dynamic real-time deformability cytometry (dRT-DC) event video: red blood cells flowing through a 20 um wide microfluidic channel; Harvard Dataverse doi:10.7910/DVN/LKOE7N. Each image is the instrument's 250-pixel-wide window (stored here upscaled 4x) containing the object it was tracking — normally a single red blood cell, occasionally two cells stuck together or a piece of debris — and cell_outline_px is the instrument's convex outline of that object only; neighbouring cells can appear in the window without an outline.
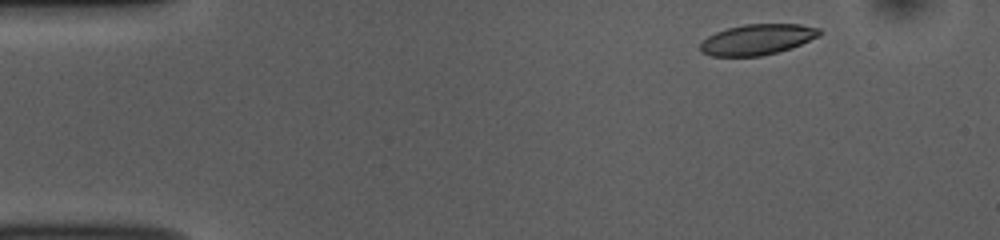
{"species": "common noctule bat (a hibernating species)", "species_latin": "Nyctalus noctula", "temperature_condition": "room temperature", "stored_images_in_passage": 49, "camera_frame_rate_fps": 3000, "um_per_image_px": 0.085, "animal": {"sex": "female", "body_mass_g": 10.0, "forearm_length_mm": 53.1}, "frame": {"image": 1, "passage_image": 3, "time_ms": 0.667, "image_size_px": [1000, 240], "cell_outline_px": [[820, 36], [792, 48], [760, 56], [712, 56], [700, 52], [700, 44], [708, 36], [716, 32], [728, 28], [744, 24], [800, 24], [820, 28]], "centroid_in_image_um": [64.38, 3.36], "position_along_channel_um": 20.6, "area_um2": 21.27}}
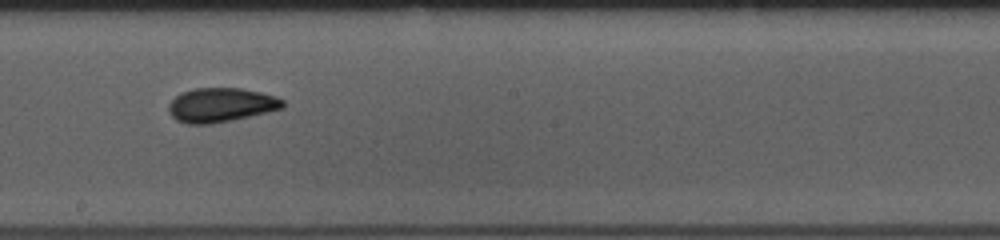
{"frame": {"image": 2, "passage_image": 26, "time_ms": 8.333, "image_size_px": [1000, 240], "cell_outline_px": [[284, 108], [232, 120], [212, 124], [188, 124], [176, 120], [168, 112], [168, 104], [180, 92], [196, 88], [240, 88], [260, 92], [276, 96], [284, 100]], "centroid_in_image_um": [18.76, 8.92], "position_along_channel_um": 229.4, "area_um2": 22.83}}
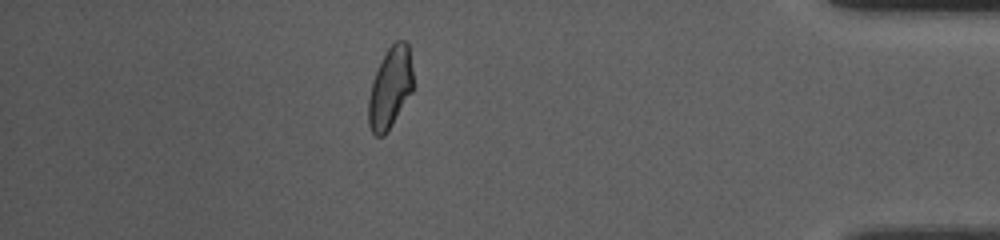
{"frame": {"image": 3, "passage_image": 43, "time_ms": 14.0, "image_size_px": [1000, 240], "cell_outline_px": [[416, 84], [412, 92], [392, 124], [384, 136], [376, 136], [372, 132], [368, 124], [368, 100], [372, 80], [388, 48], [396, 40], [404, 40], [408, 44]], "centroid_in_image_um": [33.2, 7.46], "position_along_channel_um": 402.0, "area_um2": 21.33}, "authors_computed_cell_mechanics": {"area_um2": 21.964, "velocity_mm_per_s": 3.7853, "shape_relaxation_time_tau1_ms": 5.9267, "shape_relaxation_time_tau2_ms": 2.2857, "deformation_change_tau1": 0.1539, "deformation_change_tau2": 0.0773}}